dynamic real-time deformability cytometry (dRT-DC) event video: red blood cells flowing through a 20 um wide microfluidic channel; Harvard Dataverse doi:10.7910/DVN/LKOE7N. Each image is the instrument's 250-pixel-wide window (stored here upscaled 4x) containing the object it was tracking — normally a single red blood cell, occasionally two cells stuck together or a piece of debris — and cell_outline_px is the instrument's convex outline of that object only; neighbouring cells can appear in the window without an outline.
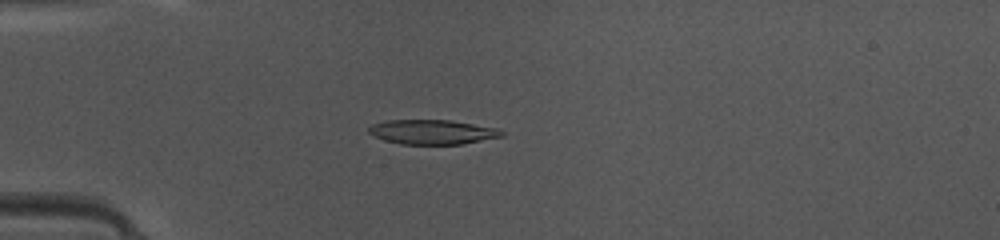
{"species": "common noctule bat (a hibernating species)", "species_latin": "Nyctalus noctula", "temperature_condition": "warm", "stored_images_in_passage": 36, "camera_frame_rate_fps": 3000, "um_per_image_px": 0.085, "animal": {"sex": "female", "body_mass_g": 10.0, "forearm_length_mm": 53.1}, "frame": {"image": 1, "passage_image": 1, "time_ms": 0.0, "image_size_px": [1000, 240], "cell_outline_px": [[504, 136], [464, 144], [400, 144], [384, 140], [368, 132], [368, 128], [372, 124], [388, 120], [452, 120], [500, 128], [504, 132]], "centroid_in_image_um": [36.81, 11.21], "position_along_channel_um": 48.2, "area_um2": 19.19}}
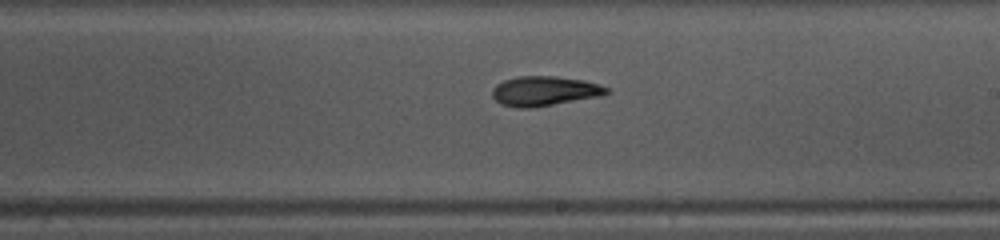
{"frame": {"image": 2, "passage_image": 16, "time_ms": 5.0, "image_size_px": [1000, 240], "cell_outline_px": [[608, 92], [604, 96], [528, 108], [516, 108], [500, 104], [492, 96], [492, 88], [496, 84], [504, 80], [516, 76], [556, 76], [584, 80], [600, 84], [608, 88]], "centroid_in_image_um": [46.27, 7.73], "position_along_channel_um": 242.7, "area_um2": 19.94}}
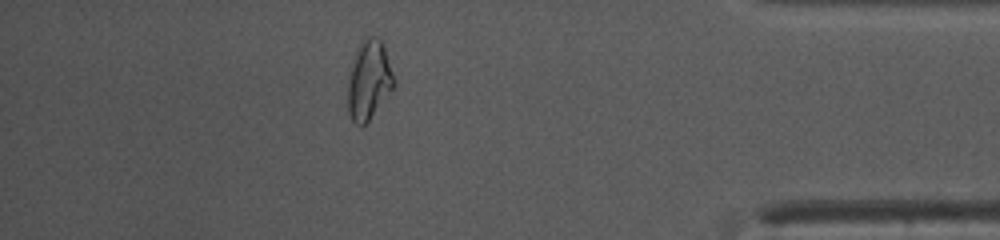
{"frame": {"image": 3, "passage_image": 30, "time_ms": 9.667, "image_size_px": [1000, 240], "cell_outline_px": [[396, 84], [368, 120], [364, 124], [356, 124], [352, 120], [348, 112], [348, 80], [356, 48], [368, 36], [376, 36], [380, 40], [384, 48], [396, 80]], "centroid_in_image_um": [31.36, 6.79], "position_along_channel_um": 403.8, "area_um2": 20.87}, "authors_computed_cell_mechanics": {"area_um2": 19.7387, "velocity_mm_per_s": 4.1659, "shape_relaxation_time_tau1_ms": 3.9629, "shape_relaxation_time_tau2_ms": 2.9402, "deformation_change_tau1": 0.1625, "deformation_change_tau2": 0.0741}}